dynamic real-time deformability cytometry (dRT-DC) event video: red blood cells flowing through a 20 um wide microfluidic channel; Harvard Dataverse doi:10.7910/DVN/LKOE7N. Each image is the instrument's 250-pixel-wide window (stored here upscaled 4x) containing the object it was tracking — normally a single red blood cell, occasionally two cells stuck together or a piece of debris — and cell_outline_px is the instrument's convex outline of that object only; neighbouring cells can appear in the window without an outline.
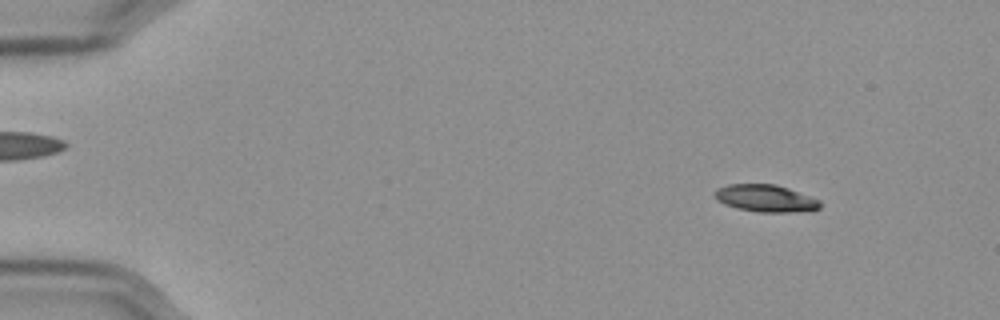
{"species": "Egyptian fruit bat (a non-hibernating species)", "species_latin": "Rousettus aegyptiacus", "temperature_condition": "cold", "stored_images_in_passage": 58, "camera_frame_rate_fps": 3000, "um_per_image_px": 0.085, "frame": {"image": 1, "passage_image": 7, "time_ms": 2.0, "image_size_px": [1000, 320], "cell_outline_px": [[820, 208], [812, 212], [760, 212], [736, 208], [724, 204], [716, 200], [712, 196], [712, 192], [716, 188], [728, 184], [776, 184], [788, 188], [820, 200]], "centroid_in_image_um": [65.05, 16.86], "position_along_channel_um": 20.0, "area_um2": 17.05}}
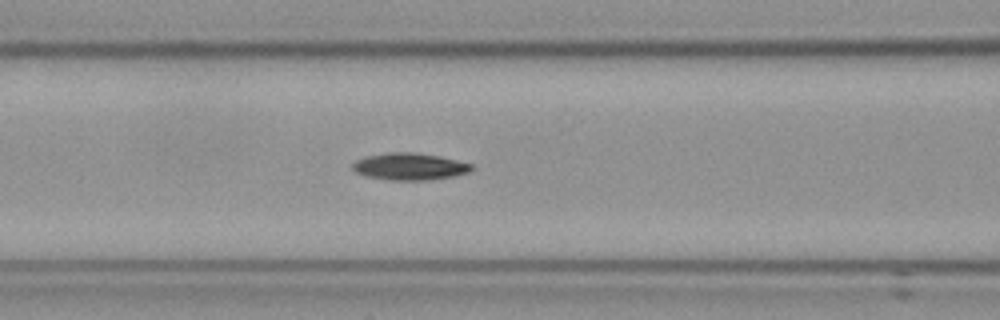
{"frame": {"image": 2, "passage_image": 25, "time_ms": 8.0, "image_size_px": [1000, 320], "cell_outline_px": [[476, 168], [472, 172], [456, 176], [428, 180], [392, 180], [368, 176], [356, 172], [352, 168], [352, 164], [356, 160], [364, 156], [388, 152], [412, 152], [440, 156], [472, 164]], "centroid_in_image_um": [34.87, 14.15], "position_along_channel_um": 131.7, "area_um2": 18.9}}
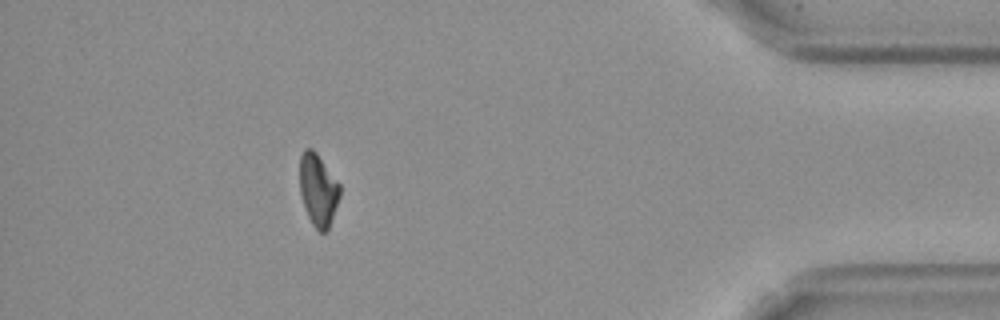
{"frame": {"image": 3, "passage_image": 52, "time_ms": 17.0, "image_size_px": [1000, 320], "cell_outline_px": [[340, 196], [328, 232], [320, 232], [312, 224], [308, 216], [300, 192], [300, 156], [304, 148], [312, 148], [316, 152], [340, 184]], "centroid_in_image_um": [27.05, 16.14], "position_along_channel_um": 408.1, "area_um2": 16.88}, "authors_computed_cell_mechanics": {"area_um2": 17.5423, "velocity_mm_per_s": 3.5794, "shape_relaxation_time_tau1_ms": 5.6959, "shape_relaxation_time_tau2_ms": null, "deformation_change_tau1": 0.1228, "deformation_change_tau2": null}}